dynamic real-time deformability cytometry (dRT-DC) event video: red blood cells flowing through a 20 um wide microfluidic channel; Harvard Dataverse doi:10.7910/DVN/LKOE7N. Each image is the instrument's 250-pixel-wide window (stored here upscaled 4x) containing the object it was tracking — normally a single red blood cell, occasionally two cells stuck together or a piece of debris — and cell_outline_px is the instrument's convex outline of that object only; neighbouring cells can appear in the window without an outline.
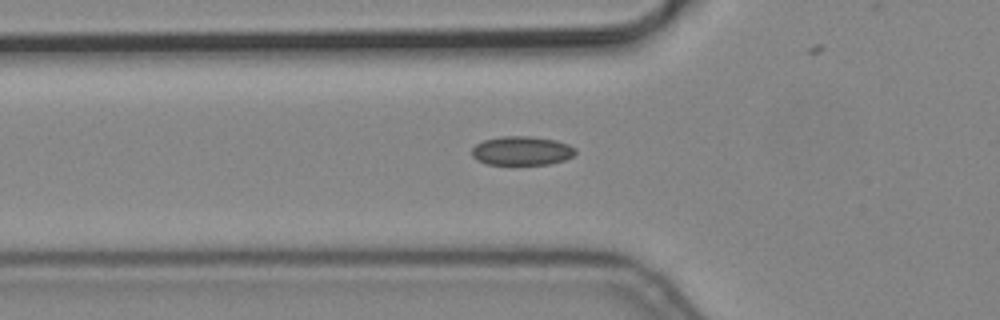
{"species": "common noctule bat (a hibernating species)", "species_latin": "Nyctalus noctula", "temperature_condition": "cold", "stored_images_in_passage": 7, "camera_frame_rate_fps": 3000, "um_per_image_px": 0.085, "animal": {"sex": "male", "body_mass_g": 19.2, "forearm_length_mm": 51.8}, "frame": {"image": 1, "passage_image": 5, "time_ms": 1.333, "image_size_px": [1000, 320], "cell_outline_px": [[576, 152], [572, 156], [564, 160], [548, 164], [488, 164], [476, 160], [472, 156], [472, 148], [476, 144], [484, 140], [500, 136], [528, 136], [556, 140], [568, 144], [576, 148]], "centroid_in_image_um": [44.34, 12.81], "position_along_channel_um": 81.5, "area_um2": 17.46}}
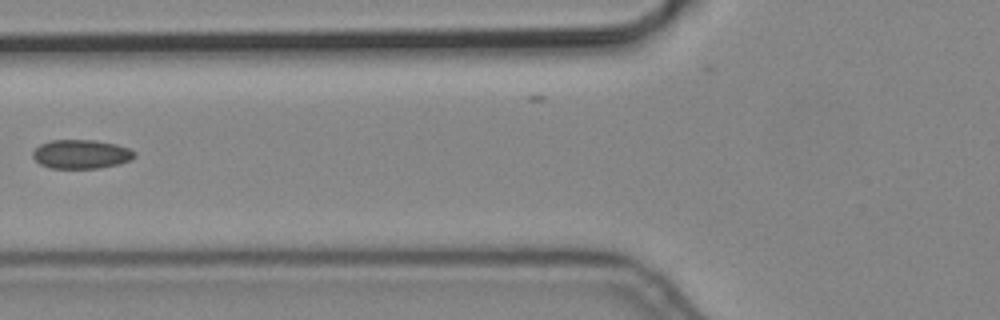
{"frame": {"image": 2, "passage_image": 6, "time_ms": 1.667, "image_size_px": [1000, 320], "cell_outline_px": [[136, 156], [132, 160], [100, 168], [52, 168], [40, 164], [32, 156], [32, 152], [40, 144], [52, 140], [96, 140], [116, 144], [128, 148], [136, 152]], "centroid_in_image_um": [6.91, 13.1], "position_along_channel_um": 118.9, "area_um2": 17.17}}